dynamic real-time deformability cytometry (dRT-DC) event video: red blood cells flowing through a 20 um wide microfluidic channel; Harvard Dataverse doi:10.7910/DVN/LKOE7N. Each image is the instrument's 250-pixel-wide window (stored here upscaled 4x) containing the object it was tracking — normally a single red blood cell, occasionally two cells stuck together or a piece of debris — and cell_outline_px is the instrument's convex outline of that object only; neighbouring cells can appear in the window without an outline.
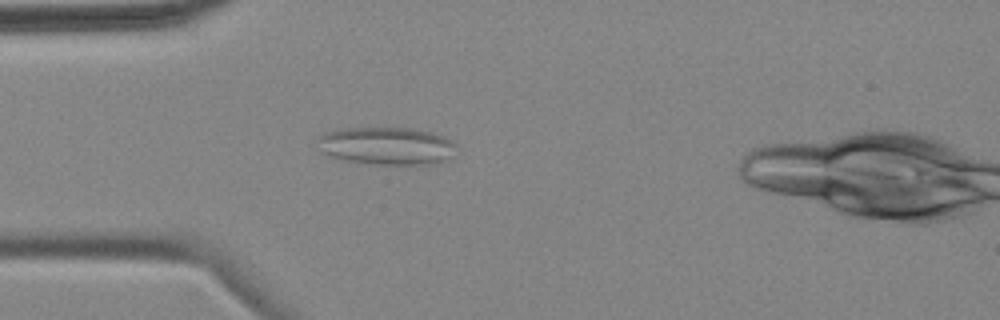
{"species": "common noctule bat (a hibernating species)", "species_latin": "Nyctalus noctula", "temperature_condition": "cold", "stored_images_in_passage": 3, "camera_frame_rate_fps": 3000, "um_per_image_px": 0.085, "animal": {"sex": "female", "body_mass_g": 18.4}, "frame": {"image": 1, "passage_image": 3, "time_ms": 2.667, "image_size_px": [1000, 320], "cell_outline_px": [[456, 144], [452, 160], [436, 164], [376, 164], [344, 160], [320, 152], [320, 136], [324, 132], [348, 128], [408, 128], [432, 132], [444, 136]], "centroid_in_image_um": [32.94, 12.41], "position_along_channel_um": 52.1, "area_um2": 30.52}}